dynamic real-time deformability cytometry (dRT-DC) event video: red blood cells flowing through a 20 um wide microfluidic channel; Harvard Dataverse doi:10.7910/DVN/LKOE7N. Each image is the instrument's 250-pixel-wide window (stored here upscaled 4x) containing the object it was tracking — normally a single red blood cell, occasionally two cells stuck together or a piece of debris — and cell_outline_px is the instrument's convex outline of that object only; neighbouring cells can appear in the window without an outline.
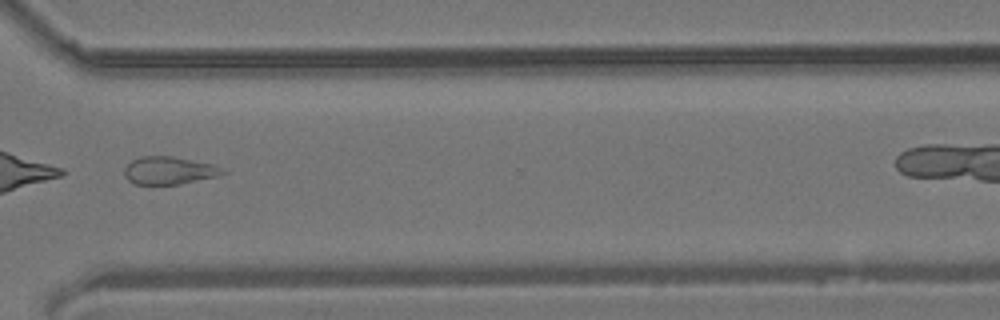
{"species": "common noctule bat (a hibernating species)", "species_latin": "Nyctalus noctula", "temperature_condition": "room temperature", "stored_images_in_passage": 25, "camera_frame_rate_fps": 3000, "um_per_image_px": 0.085, "animal": {"sex": "male", "body_mass_g": 19.2, "forearm_length_mm": 51.8}, "frame": {"image": 1, "passage_image": 22, "time_ms": 7.0, "image_size_px": [1000, 320], "cell_outline_px": [[228, 172], [216, 176], [180, 184], [136, 184], [128, 180], [124, 176], [124, 168], [132, 160], [140, 156], [172, 156], [212, 164], [224, 168]], "centroid_in_image_um": [14.36, 14.49], "position_along_channel_um": 356.2, "area_um2": 15.84}}